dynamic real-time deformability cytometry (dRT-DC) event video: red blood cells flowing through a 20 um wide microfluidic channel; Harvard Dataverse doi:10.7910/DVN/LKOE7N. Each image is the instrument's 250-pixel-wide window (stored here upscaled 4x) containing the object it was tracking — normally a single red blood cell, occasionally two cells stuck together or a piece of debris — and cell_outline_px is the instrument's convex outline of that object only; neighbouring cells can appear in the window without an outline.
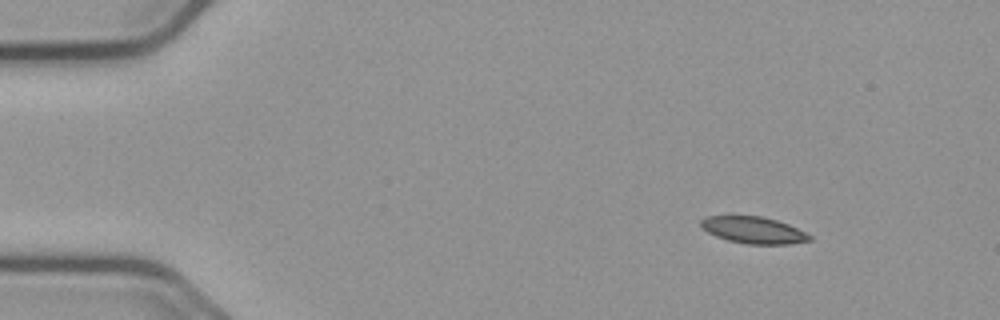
{"species": "common noctule bat (a hibernating species)", "species_latin": "Nyctalus noctula", "temperature_condition": "cold", "stored_images_in_passage": 56, "camera_frame_rate_fps": 3000, "um_per_image_px": 0.085, "animal": {"sex": "male", "body_mass_g": 23.1, "forearm_length_mm": 52.7}, "frame": {"image": 1, "passage_image": 7, "time_ms": 2.0, "image_size_px": [1000, 320], "cell_outline_px": [[812, 240], [788, 244], [748, 244], [728, 240], [716, 236], [708, 232], [700, 224], [700, 220], [708, 216], [728, 212], [732, 212], [764, 216], [788, 224], [812, 236]], "centroid_in_image_um": [63.97, 19.49], "position_along_channel_um": 21.0, "area_um2": 17.63}}
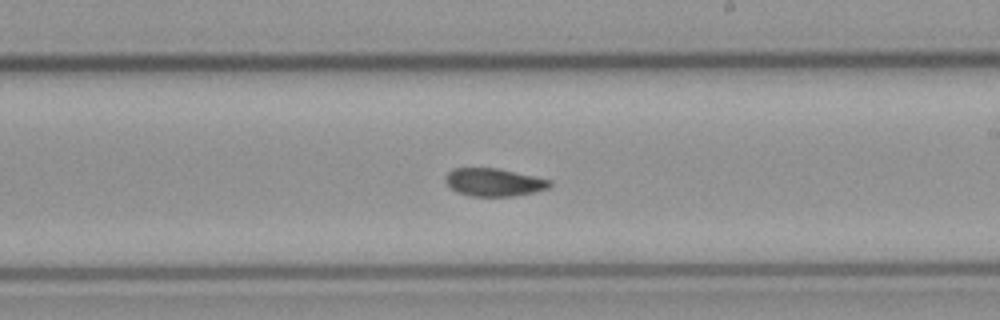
{"frame": {"image": 2, "passage_image": 33, "time_ms": 10.667, "image_size_px": [1000, 320], "cell_outline_px": [[552, 184], [548, 188], [536, 192], [512, 196], [472, 196], [456, 192], [444, 180], [444, 176], [452, 168], [500, 168], [536, 176], [552, 180]], "centroid_in_image_um": [42.0, 15.48], "position_along_channel_um": 247.0, "area_um2": 17.17}}
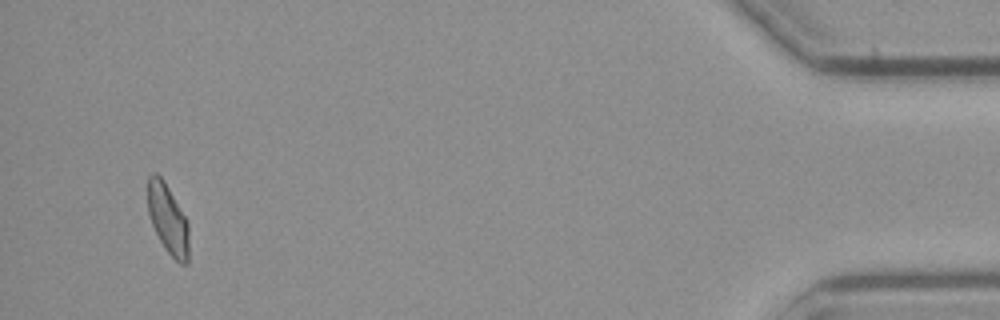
{"frame": {"image": 3, "passage_image": 54, "time_ms": 17.667, "image_size_px": [1000, 320], "cell_outline_px": [[188, 264], [180, 264], [168, 252], [160, 240], [152, 224], [148, 212], [148, 176], [152, 172], [156, 172], [164, 180], [188, 220]], "centroid_in_image_um": [14.28, 18.59], "position_along_channel_um": 420.9, "area_um2": 16.7}, "authors_computed_cell_mechanics": {"area_um2": 17.34, "velocity_mm_per_s": 3.6484, "shape_relaxation_time_tau1_ms": null, "shape_relaxation_time_tau2_ms": 5.0036, "deformation_change_tau1": null, "deformation_change_tau2": 0.0824}}